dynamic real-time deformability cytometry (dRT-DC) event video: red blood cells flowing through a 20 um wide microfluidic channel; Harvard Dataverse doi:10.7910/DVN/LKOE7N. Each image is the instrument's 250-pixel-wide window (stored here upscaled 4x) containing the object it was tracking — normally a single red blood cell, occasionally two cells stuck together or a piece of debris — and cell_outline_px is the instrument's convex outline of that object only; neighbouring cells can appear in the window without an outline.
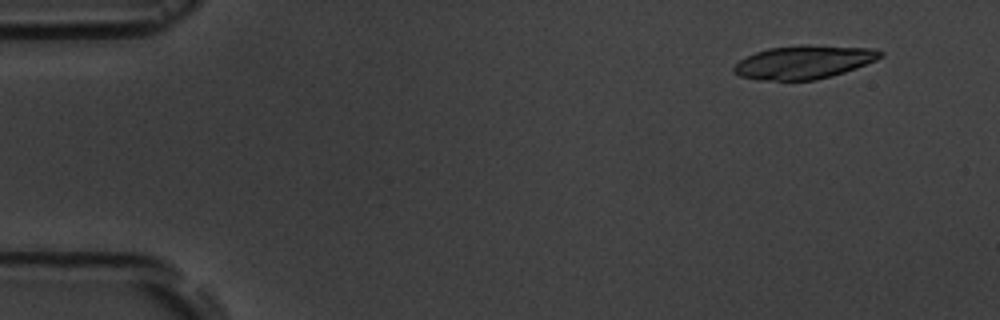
{"species": "common noctule bat (a hibernating species)", "species_latin": "Nyctalus noctula", "temperature_condition": "room temperature", "stored_images_in_passage": 6, "camera_frame_rate_fps": 3000, "um_per_image_px": 0.085, "animal": {"sex": "male", "body_mass_g": 19.5, "forearm_length_mm": 54.6}, "frame": {"image": 1, "passage_image": 2, "time_ms": 1.0, "image_size_px": [1000, 320], "cell_outline_px": [[884, 56], [876, 60], [856, 68], [832, 76], [816, 80], [756, 80], [740, 76], [732, 72], [732, 68], [740, 60], [756, 52], [768, 48], [800, 44], [808, 44], [872, 48], [884, 52]], "centroid_in_image_um": [68.34, 5.27], "position_along_channel_um": 16.7, "area_um2": 28.78}}